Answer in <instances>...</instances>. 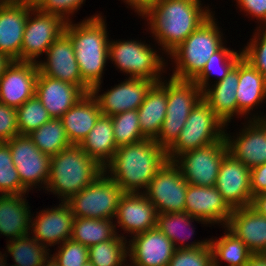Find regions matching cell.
<instances>
[{
    "instance_id": "17",
    "label": "cell",
    "mask_w": 266,
    "mask_h": 266,
    "mask_svg": "<svg viewBox=\"0 0 266 266\" xmlns=\"http://www.w3.org/2000/svg\"><path fill=\"white\" fill-rule=\"evenodd\" d=\"M38 214V215H37ZM74 216L67 202L31 215L30 235L45 247L60 245L72 237Z\"/></svg>"
},
{
    "instance_id": "1",
    "label": "cell",
    "mask_w": 266,
    "mask_h": 266,
    "mask_svg": "<svg viewBox=\"0 0 266 266\" xmlns=\"http://www.w3.org/2000/svg\"><path fill=\"white\" fill-rule=\"evenodd\" d=\"M201 0H158L141 17L146 19L160 52L169 55L214 12Z\"/></svg>"
},
{
    "instance_id": "42",
    "label": "cell",
    "mask_w": 266,
    "mask_h": 266,
    "mask_svg": "<svg viewBox=\"0 0 266 266\" xmlns=\"http://www.w3.org/2000/svg\"><path fill=\"white\" fill-rule=\"evenodd\" d=\"M254 31L247 46L242 48L243 58L266 78V27Z\"/></svg>"
},
{
    "instance_id": "22",
    "label": "cell",
    "mask_w": 266,
    "mask_h": 266,
    "mask_svg": "<svg viewBox=\"0 0 266 266\" xmlns=\"http://www.w3.org/2000/svg\"><path fill=\"white\" fill-rule=\"evenodd\" d=\"M37 63L13 60L0 77V103L20 107L35 95Z\"/></svg>"
},
{
    "instance_id": "51",
    "label": "cell",
    "mask_w": 266,
    "mask_h": 266,
    "mask_svg": "<svg viewBox=\"0 0 266 266\" xmlns=\"http://www.w3.org/2000/svg\"><path fill=\"white\" fill-rule=\"evenodd\" d=\"M245 266H266V253H252Z\"/></svg>"
},
{
    "instance_id": "20",
    "label": "cell",
    "mask_w": 266,
    "mask_h": 266,
    "mask_svg": "<svg viewBox=\"0 0 266 266\" xmlns=\"http://www.w3.org/2000/svg\"><path fill=\"white\" fill-rule=\"evenodd\" d=\"M157 211L155 206L147 199L143 193H124L118 204L115 216L116 230L123 229L121 235L126 238L125 233L134 235L146 232L156 227Z\"/></svg>"
},
{
    "instance_id": "53",
    "label": "cell",
    "mask_w": 266,
    "mask_h": 266,
    "mask_svg": "<svg viewBox=\"0 0 266 266\" xmlns=\"http://www.w3.org/2000/svg\"><path fill=\"white\" fill-rule=\"evenodd\" d=\"M41 266H59V264L50 254L49 257L42 263Z\"/></svg>"
},
{
    "instance_id": "50",
    "label": "cell",
    "mask_w": 266,
    "mask_h": 266,
    "mask_svg": "<svg viewBox=\"0 0 266 266\" xmlns=\"http://www.w3.org/2000/svg\"><path fill=\"white\" fill-rule=\"evenodd\" d=\"M250 207L266 217V192L253 196Z\"/></svg>"
},
{
    "instance_id": "56",
    "label": "cell",
    "mask_w": 266,
    "mask_h": 266,
    "mask_svg": "<svg viewBox=\"0 0 266 266\" xmlns=\"http://www.w3.org/2000/svg\"><path fill=\"white\" fill-rule=\"evenodd\" d=\"M15 0H0V6L8 5L13 3Z\"/></svg>"
},
{
    "instance_id": "30",
    "label": "cell",
    "mask_w": 266,
    "mask_h": 266,
    "mask_svg": "<svg viewBox=\"0 0 266 266\" xmlns=\"http://www.w3.org/2000/svg\"><path fill=\"white\" fill-rule=\"evenodd\" d=\"M155 83L137 109L140 129L150 139H155L162 127L167 107V78Z\"/></svg>"
},
{
    "instance_id": "25",
    "label": "cell",
    "mask_w": 266,
    "mask_h": 266,
    "mask_svg": "<svg viewBox=\"0 0 266 266\" xmlns=\"http://www.w3.org/2000/svg\"><path fill=\"white\" fill-rule=\"evenodd\" d=\"M35 95L51 118L60 119L85 93L76 85L38 73Z\"/></svg>"
},
{
    "instance_id": "8",
    "label": "cell",
    "mask_w": 266,
    "mask_h": 266,
    "mask_svg": "<svg viewBox=\"0 0 266 266\" xmlns=\"http://www.w3.org/2000/svg\"><path fill=\"white\" fill-rule=\"evenodd\" d=\"M225 124L201 98L191 110L176 142L167 150L168 161L184 152L220 141L225 136Z\"/></svg>"
},
{
    "instance_id": "44",
    "label": "cell",
    "mask_w": 266,
    "mask_h": 266,
    "mask_svg": "<svg viewBox=\"0 0 266 266\" xmlns=\"http://www.w3.org/2000/svg\"><path fill=\"white\" fill-rule=\"evenodd\" d=\"M167 266H213L210 244L192 249H176Z\"/></svg>"
},
{
    "instance_id": "35",
    "label": "cell",
    "mask_w": 266,
    "mask_h": 266,
    "mask_svg": "<svg viewBox=\"0 0 266 266\" xmlns=\"http://www.w3.org/2000/svg\"><path fill=\"white\" fill-rule=\"evenodd\" d=\"M243 57L242 49L235 51L223 45L218 51L208 59L202 71L193 79L202 92L210 86L211 77L217 76L216 80L211 82H218L222 80L229 72L236 66L238 61ZM211 79V80H210Z\"/></svg>"
},
{
    "instance_id": "32",
    "label": "cell",
    "mask_w": 266,
    "mask_h": 266,
    "mask_svg": "<svg viewBox=\"0 0 266 266\" xmlns=\"http://www.w3.org/2000/svg\"><path fill=\"white\" fill-rule=\"evenodd\" d=\"M79 146L104 168L112 160L118 148L111 116L101 114Z\"/></svg>"
},
{
    "instance_id": "38",
    "label": "cell",
    "mask_w": 266,
    "mask_h": 266,
    "mask_svg": "<svg viewBox=\"0 0 266 266\" xmlns=\"http://www.w3.org/2000/svg\"><path fill=\"white\" fill-rule=\"evenodd\" d=\"M127 241L120 234L88 247L89 262L93 266H128Z\"/></svg>"
},
{
    "instance_id": "6",
    "label": "cell",
    "mask_w": 266,
    "mask_h": 266,
    "mask_svg": "<svg viewBox=\"0 0 266 266\" xmlns=\"http://www.w3.org/2000/svg\"><path fill=\"white\" fill-rule=\"evenodd\" d=\"M156 50L141 39H109L108 59L128 78L148 79L158 83L164 78L163 73L167 72L168 60Z\"/></svg>"
},
{
    "instance_id": "43",
    "label": "cell",
    "mask_w": 266,
    "mask_h": 266,
    "mask_svg": "<svg viewBox=\"0 0 266 266\" xmlns=\"http://www.w3.org/2000/svg\"><path fill=\"white\" fill-rule=\"evenodd\" d=\"M57 247L56 252L51 255L59 266H81L89 261L88 247L72 239L66 240Z\"/></svg>"
},
{
    "instance_id": "9",
    "label": "cell",
    "mask_w": 266,
    "mask_h": 266,
    "mask_svg": "<svg viewBox=\"0 0 266 266\" xmlns=\"http://www.w3.org/2000/svg\"><path fill=\"white\" fill-rule=\"evenodd\" d=\"M123 194L122 188L103 172L67 203L74 217L114 220Z\"/></svg>"
},
{
    "instance_id": "5",
    "label": "cell",
    "mask_w": 266,
    "mask_h": 266,
    "mask_svg": "<svg viewBox=\"0 0 266 266\" xmlns=\"http://www.w3.org/2000/svg\"><path fill=\"white\" fill-rule=\"evenodd\" d=\"M214 16L215 13L167 56L175 66L171 77L193 80L214 52L226 44L224 34Z\"/></svg>"
},
{
    "instance_id": "10",
    "label": "cell",
    "mask_w": 266,
    "mask_h": 266,
    "mask_svg": "<svg viewBox=\"0 0 266 266\" xmlns=\"http://www.w3.org/2000/svg\"><path fill=\"white\" fill-rule=\"evenodd\" d=\"M229 153L225 136L211 145L184 152L173 162L194 186H215L223 158Z\"/></svg>"
},
{
    "instance_id": "46",
    "label": "cell",
    "mask_w": 266,
    "mask_h": 266,
    "mask_svg": "<svg viewBox=\"0 0 266 266\" xmlns=\"http://www.w3.org/2000/svg\"><path fill=\"white\" fill-rule=\"evenodd\" d=\"M18 135L16 108L0 103V142H7Z\"/></svg>"
},
{
    "instance_id": "16",
    "label": "cell",
    "mask_w": 266,
    "mask_h": 266,
    "mask_svg": "<svg viewBox=\"0 0 266 266\" xmlns=\"http://www.w3.org/2000/svg\"><path fill=\"white\" fill-rule=\"evenodd\" d=\"M246 121L236 136L228 134L225 126V139L229 153L252 169L266 162V118Z\"/></svg>"
},
{
    "instance_id": "55",
    "label": "cell",
    "mask_w": 266,
    "mask_h": 266,
    "mask_svg": "<svg viewBox=\"0 0 266 266\" xmlns=\"http://www.w3.org/2000/svg\"><path fill=\"white\" fill-rule=\"evenodd\" d=\"M7 257H8V253L2 255V252L0 251V266H5L7 263Z\"/></svg>"
},
{
    "instance_id": "7",
    "label": "cell",
    "mask_w": 266,
    "mask_h": 266,
    "mask_svg": "<svg viewBox=\"0 0 266 266\" xmlns=\"http://www.w3.org/2000/svg\"><path fill=\"white\" fill-rule=\"evenodd\" d=\"M170 78V79H169ZM167 79V109L156 143L166 151L176 142L202 90L193 80Z\"/></svg>"
},
{
    "instance_id": "47",
    "label": "cell",
    "mask_w": 266,
    "mask_h": 266,
    "mask_svg": "<svg viewBox=\"0 0 266 266\" xmlns=\"http://www.w3.org/2000/svg\"><path fill=\"white\" fill-rule=\"evenodd\" d=\"M240 12L246 13L245 16L256 18L259 27H266V0H234ZM261 22V23H259Z\"/></svg>"
},
{
    "instance_id": "21",
    "label": "cell",
    "mask_w": 266,
    "mask_h": 266,
    "mask_svg": "<svg viewBox=\"0 0 266 266\" xmlns=\"http://www.w3.org/2000/svg\"><path fill=\"white\" fill-rule=\"evenodd\" d=\"M184 212L204 220L211 226L220 224L219 226L225 227L233 209L215 186L205 187L188 184Z\"/></svg>"
},
{
    "instance_id": "45",
    "label": "cell",
    "mask_w": 266,
    "mask_h": 266,
    "mask_svg": "<svg viewBox=\"0 0 266 266\" xmlns=\"http://www.w3.org/2000/svg\"><path fill=\"white\" fill-rule=\"evenodd\" d=\"M86 0H41L36 6L41 12L59 16L66 23L72 21L75 12H78Z\"/></svg>"
},
{
    "instance_id": "23",
    "label": "cell",
    "mask_w": 266,
    "mask_h": 266,
    "mask_svg": "<svg viewBox=\"0 0 266 266\" xmlns=\"http://www.w3.org/2000/svg\"><path fill=\"white\" fill-rule=\"evenodd\" d=\"M236 92L237 118L238 116L248 120L266 118L264 112H260L261 115L257 112L251 113L266 102V78L243 57L239 60V82Z\"/></svg>"
},
{
    "instance_id": "29",
    "label": "cell",
    "mask_w": 266,
    "mask_h": 266,
    "mask_svg": "<svg viewBox=\"0 0 266 266\" xmlns=\"http://www.w3.org/2000/svg\"><path fill=\"white\" fill-rule=\"evenodd\" d=\"M100 115L99 104L90 92L83 95L61 116L60 119L71 145H80L82 143Z\"/></svg>"
},
{
    "instance_id": "24",
    "label": "cell",
    "mask_w": 266,
    "mask_h": 266,
    "mask_svg": "<svg viewBox=\"0 0 266 266\" xmlns=\"http://www.w3.org/2000/svg\"><path fill=\"white\" fill-rule=\"evenodd\" d=\"M31 5L15 0L0 6V52L21 61V46Z\"/></svg>"
},
{
    "instance_id": "2",
    "label": "cell",
    "mask_w": 266,
    "mask_h": 266,
    "mask_svg": "<svg viewBox=\"0 0 266 266\" xmlns=\"http://www.w3.org/2000/svg\"><path fill=\"white\" fill-rule=\"evenodd\" d=\"M167 161V151L154 139L146 138L118 147L104 172L124 193H143Z\"/></svg>"
},
{
    "instance_id": "36",
    "label": "cell",
    "mask_w": 266,
    "mask_h": 266,
    "mask_svg": "<svg viewBox=\"0 0 266 266\" xmlns=\"http://www.w3.org/2000/svg\"><path fill=\"white\" fill-rule=\"evenodd\" d=\"M35 146L50 157L71 145L61 119L51 118L28 134Z\"/></svg>"
},
{
    "instance_id": "26",
    "label": "cell",
    "mask_w": 266,
    "mask_h": 266,
    "mask_svg": "<svg viewBox=\"0 0 266 266\" xmlns=\"http://www.w3.org/2000/svg\"><path fill=\"white\" fill-rule=\"evenodd\" d=\"M225 227L252 253H266V217L250 206L234 209Z\"/></svg>"
},
{
    "instance_id": "49",
    "label": "cell",
    "mask_w": 266,
    "mask_h": 266,
    "mask_svg": "<svg viewBox=\"0 0 266 266\" xmlns=\"http://www.w3.org/2000/svg\"><path fill=\"white\" fill-rule=\"evenodd\" d=\"M133 9L138 16H142L149 8H152L158 0H122ZM130 6V7H129Z\"/></svg>"
},
{
    "instance_id": "33",
    "label": "cell",
    "mask_w": 266,
    "mask_h": 266,
    "mask_svg": "<svg viewBox=\"0 0 266 266\" xmlns=\"http://www.w3.org/2000/svg\"><path fill=\"white\" fill-rule=\"evenodd\" d=\"M224 235L209 238L212 250L213 266H220L223 261L227 266H245L252 252L245 243L224 227ZM222 261V262H221Z\"/></svg>"
},
{
    "instance_id": "39",
    "label": "cell",
    "mask_w": 266,
    "mask_h": 266,
    "mask_svg": "<svg viewBox=\"0 0 266 266\" xmlns=\"http://www.w3.org/2000/svg\"><path fill=\"white\" fill-rule=\"evenodd\" d=\"M16 111L19 135H28L51 119L36 95L17 107Z\"/></svg>"
},
{
    "instance_id": "11",
    "label": "cell",
    "mask_w": 266,
    "mask_h": 266,
    "mask_svg": "<svg viewBox=\"0 0 266 266\" xmlns=\"http://www.w3.org/2000/svg\"><path fill=\"white\" fill-rule=\"evenodd\" d=\"M188 182L180 168L167 161L151 179L143 194L155 206L158 214L184 212Z\"/></svg>"
},
{
    "instance_id": "12",
    "label": "cell",
    "mask_w": 266,
    "mask_h": 266,
    "mask_svg": "<svg viewBox=\"0 0 266 266\" xmlns=\"http://www.w3.org/2000/svg\"><path fill=\"white\" fill-rule=\"evenodd\" d=\"M66 24L59 16L41 12L32 6L23 34L21 61L38 63V58L46 54L47 49L65 31Z\"/></svg>"
},
{
    "instance_id": "52",
    "label": "cell",
    "mask_w": 266,
    "mask_h": 266,
    "mask_svg": "<svg viewBox=\"0 0 266 266\" xmlns=\"http://www.w3.org/2000/svg\"><path fill=\"white\" fill-rule=\"evenodd\" d=\"M12 59L0 52V77L4 74L7 67L12 63Z\"/></svg>"
},
{
    "instance_id": "34",
    "label": "cell",
    "mask_w": 266,
    "mask_h": 266,
    "mask_svg": "<svg viewBox=\"0 0 266 266\" xmlns=\"http://www.w3.org/2000/svg\"><path fill=\"white\" fill-rule=\"evenodd\" d=\"M113 222L111 219L74 217L71 239L87 247L114 239L120 234Z\"/></svg>"
},
{
    "instance_id": "31",
    "label": "cell",
    "mask_w": 266,
    "mask_h": 266,
    "mask_svg": "<svg viewBox=\"0 0 266 266\" xmlns=\"http://www.w3.org/2000/svg\"><path fill=\"white\" fill-rule=\"evenodd\" d=\"M194 221H196L197 223L201 222V224H204V226H208V224L204 220L192 217L186 212H174L157 214L156 227L173 242L176 249L205 247L209 244L208 238L201 241L198 240L190 243L187 242L189 238L194 235V229H196L194 228V226H192V223H194ZM185 232L188 235L185 234Z\"/></svg>"
},
{
    "instance_id": "18",
    "label": "cell",
    "mask_w": 266,
    "mask_h": 266,
    "mask_svg": "<svg viewBox=\"0 0 266 266\" xmlns=\"http://www.w3.org/2000/svg\"><path fill=\"white\" fill-rule=\"evenodd\" d=\"M127 241L128 266H167L176 248L157 227Z\"/></svg>"
},
{
    "instance_id": "37",
    "label": "cell",
    "mask_w": 266,
    "mask_h": 266,
    "mask_svg": "<svg viewBox=\"0 0 266 266\" xmlns=\"http://www.w3.org/2000/svg\"><path fill=\"white\" fill-rule=\"evenodd\" d=\"M6 251L12 257L14 266H41L51 254L50 248L40 244L30 234L7 241Z\"/></svg>"
},
{
    "instance_id": "13",
    "label": "cell",
    "mask_w": 266,
    "mask_h": 266,
    "mask_svg": "<svg viewBox=\"0 0 266 266\" xmlns=\"http://www.w3.org/2000/svg\"><path fill=\"white\" fill-rule=\"evenodd\" d=\"M7 143L21 184L29 192L34 187L44 190L50 175L51 157L42 153L28 135L15 136Z\"/></svg>"
},
{
    "instance_id": "19",
    "label": "cell",
    "mask_w": 266,
    "mask_h": 266,
    "mask_svg": "<svg viewBox=\"0 0 266 266\" xmlns=\"http://www.w3.org/2000/svg\"><path fill=\"white\" fill-rule=\"evenodd\" d=\"M215 187L233 210L250 206L253 197L250 169L230 153L221 162Z\"/></svg>"
},
{
    "instance_id": "54",
    "label": "cell",
    "mask_w": 266,
    "mask_h": 266,
    "mask_svg": "<svg viewBox=\"0 0 266 266\" xmlns=\"http://www.w3.org/2000/svg\"><path fill=\"white\" fill-rule=\"evenodd\" d=\"M17 1L36 7L41 0H17Z\"/></svg>"
},
{
    "instance_id": "57",
    "label": "cell",
    "mask_w": 266,
    "mask_h": 266,
    "mask_svg": "<svg viewBox=\"0 0 266 266\" xmlns=\"http://www.w3.org/2000/svg\"><path fill=\"white\" fill-rule=\"evenodd\" d=\"M81 266H93V265L88 261V262H86L85 264H83Z\"/></svg>"
},
{
    "instance_id": "41",
    "label": "cell",
    "mask_w": 266,
    "mask_h": 266,
    "mask_svg": "<svg viewBox=\"0 0 266 266\" xmlns=\"http://www.w3.org/2000/svg\"><path fill=\"white\" fill-rule=\"evenodd\" d=\"M26 193L29 191L21 184L8 143L0 142V195Z\"/></svg>"
},
{
    "instance_id": "14",
    "label": "cell",
    "mask_w": 266,
    "mask_h": 266,
    "mask_svg": "<svg viewBox=\"0 0 266 266\" xmlns=\"http://www.w3.org/2000/svg\"><path fill=\"white\" fill-rule=\"evenodd\" d=\"M155 83L148 79L126 78L103 93H101L102 85L99 83L91 89V93L99 104L101 114L113 116L137 110Z\"/></svg>"
},
{
    "instance_id": "4",
    "label": "cell",
    "mask_w": 266,
    "mask_h": 266,
    "mask_svg": "<svg viewBox=\"0 0 266 266\" xmlns=\"http://www.w3.org/2000/svg\"><path fill=\"white\" fill-rule=\"evenodd\" d=\"M104 168L79 145H70L51 156L50 175L45 191L52 192L62 202L94 182Z\"/></svg>"
},
{
    "instance_id": "27",
    "label": "cell",
    "mask_w": 266,
    "mask_h": 266,
    "mask_svg": "<svg viewBox=\"0 0 266 266\" xmlns=\"http://www.w3.org/2000/svg\"><path fill=\"white\" fill-rule=\"evenodd\" d=\"M239 82V61L222 80L210 84L202 98L213 109L215 115L228 127L231 119L237 116V88Z\"/></svg>"
},
{
    "instance_id": "28",
    "label": "cell",
    "mask_w": 266,
    "mask_h": 266,
    "mask_svg": "<svg viewBox=\"0 0 266 266\" xmlns=\"http://www.w3.org/2000/svg\"><path fill=\"white\" fill-rule=\"evenodd\" d=\"M26 198V194L0 195V234L8 241L30 234L32 213Z\"/></svg>"
},
{
    "instance_id": "15",
    "label": "cell",
    "mask_w": 266,
    "mask_h": 266,
    "mask_svg": "<svg viewBox=\"0 0 266 266\" xmlns=\"http://www.w3.org/2000/svg\"><path fill=\"white\" fill-rule=\"evenodd\" d=\"M45 55L46 58L37 63L43 75L76 85L85 94L91 92L82 80L73 44L65 32L47 49Z\"/></svg>"
},
{
    "instance_id": "48",
    "label": "cell",
    "mask_w": 266,
    "mask_h": 266,
    "mask_svg": "<svg viewBox=\"0 0 266 266\" xmlns=\"http://www.w3.org/2000/svg\"><path fill=\"white\" fill-rule=\"evenodd\" d=\"M252 196L266 192V162L250 169Z\"/></svg>"
},
{
    "instance_id": "3",
    "label": "cell",
    "mask_w": 266,
    "mask_h": 266,
    "mask_svg": "<svg viewBox=\"0 0 266 266\" xmlns=\"http://www.w3.org/2000/svg\"><path fill=\"white\" fill-rule=\"evenodd\" d=\"M86 18L77 23H67L64 32L73 44L82 80L92 89L103 83L102 77L109 60V32L102 13Z\"/></svg>"
},
{
    "instance_id": "40",
    "label": "cell",
    "mask_w": 266,
    "mask_h": 266,
    "mask_svg": "<svg viewBox=\"0 0 266 266\" xmlns=\"http://www.w3.org/2000/svg\"><path fill=\"white\" fill-rule=\"evenodd\" d=\"M111 118L115 143L118 147L147 138L140 129L137 110L125 111L113 115Z\"/></svg>"
}]
</instances>
